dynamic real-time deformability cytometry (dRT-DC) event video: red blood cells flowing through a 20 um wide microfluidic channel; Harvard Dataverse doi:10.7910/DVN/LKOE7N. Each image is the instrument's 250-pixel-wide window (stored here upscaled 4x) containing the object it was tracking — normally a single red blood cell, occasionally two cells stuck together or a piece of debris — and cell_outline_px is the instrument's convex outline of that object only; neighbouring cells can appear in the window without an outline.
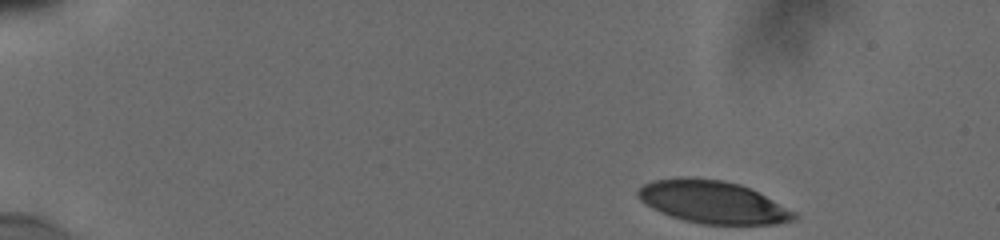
{"species": "human", "species_latin": "Homo sapiens", "temperature_condition": "cold", "stored_images_in_passage": 48, "camera_frame_rate_fps": 3000, "um_per_image_px": 0.085, "donor": {"sex": "male"}, "frame": {"image": 1, "passage_image": 1, "time_ms": 0.0, "image_size_px": [1000, 240], "cell_outline_px": [[800, 216], [796, 220], [776, 224], [704, 224], [684, 220], [660, 212], [644, 204], [636, 196], [636, 188], [652, 180], [680, 176], [688, 176], [724, 180], [740, 184], [752, 188], [796, 212]], "centroid_in_image_um": [60.58, 17.15], "position_along_channel_um": 24.4, "area_um2": 39.36}}
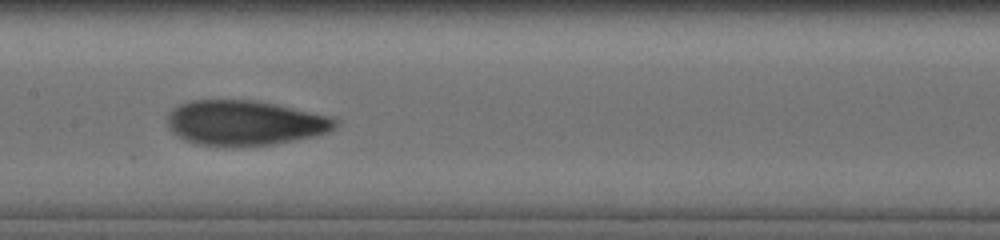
{"frame": {"image": 2, "passage_image": 23, "time_ms": 7.333, "image_size_px": [1000, 240], "cell_outline_px": [[340, 120], [328, 132], [316, 136], [272, 144], [196, 144], [184, 140], [176, 136], [168, 128], [168, 112], [172, 108], [188, 100], [256, 100], [276, 104], [332, 116]], "centroid_in_image_um": [20.8, 10.41], "position_along_channel_um": 186.6, "area_um2": 43.64}}
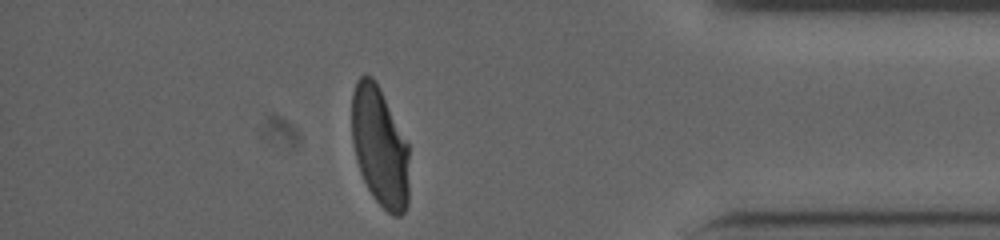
{"frame": {"image": 3, "passage_image": 42, "time_ms": 13.667, "image_size_px": [1000, 240], "cell_outline_px": [[408, 204], [404, 212], [400, 216], [392, 216], [372, 196], [360, 172], [356, 160], [352, 140], [352, 92], [356, 80], [364, 72], [372, 76], [376, 80], [408, 144]], "centroid_in_image_um": [32.27, 12.44], "position_along_channel_um": 402.9, "area_um2": 40.23}, "authors_computed_cell_mechanics": {"area_um2": 41.905, "velocity_mm_per_s": 3.8281, "shape_relaxation_time_tau1_ms": 4.7951, "shape_relaxation_time_tau2_ms": 1.476, "deformation_change_tau1": 0.199, "deformation_change_tau2": 0.0571}}